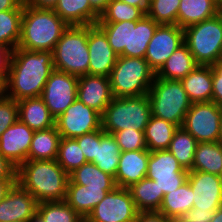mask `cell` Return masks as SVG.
<instances>
[{"instance_id": "6da1fadb", "label": "cell", "mask_w": 222, "mask_h": 222, "mask_svg": "<svg viewBox=\"0 0 222 222\" xmlns=\"http://www.w3.org/2000/svg\"><path fill=\"white\" fill-rule=\"evenodd\" d=\"M53 70V52L14 49L6 78V96L15 101L41 96Z\"/></svg>"}, {"instance_id": "7a4b0ae2", "label": "cell", "mask_w": 222, "mask_h": 222, "mask_svg": "<svg viewBox=\"0 0 222 222\" xmlns=\"http://www.w3.org/2000/svg\"><path fill=\"white\" fill-rule=\"evenodd\" d=\"M69 174L55 160H27L16 172V182L38 203L65 201Z\"/></svg>"}, {"instance_id": "3957f363", "label": "cell", "mask_w": 222, "mask_h": 222, "mask_svg": "<svg viewBox=\"0 0 222 222\" xmlns=\"http://www.w3.org/2000/svg\"><path fill=\"white\" fill-rule=\"evenodd\" d=\"M68 27L53 9L35 8L24 4L17 48L53 52Z\"/></svg>"}, {"instance_id": "277c9868", "label": "cell", "mask_w": 222, "mask_h": 222, "mask_svg": "<svg viewBox=\"0 0 222 222\" xmlns=\"http://www.w3.org/2000/svg\"><path fill=\"white\" fill-rule=\"evenodd\" d=\"M156 77L144 58L118 56L109 80L114 97H136L148 94Z\"/></svg>"}, {"instance_id": "5b68a950", "label": "cell", "mask_w": 222, "mask_h": 222, "mask_svg": "<svg viewBox=\"0 0 222 222\" xmlns=\"http://www.w3.org/2000/svg\"><path fill=\"white\" fill-rule=\"evenodd\" d=\"M148 95L114 97L101 115L102 129L112 134L125 129L144 131L151 117Z\"/></svg>"}, {"instance_id": "8992f818", "label": "cell", "mask_w": 222, "mask_h": 222, "mask_svg": "<svg viewBox=\"0 0 222 222\" xmlns=\"http://www.w3.org/2000/svg\"><path fill=\"white\" fill-rule=\"evenodd\" d=\"M147 95L153 116L182 127L192 102L181 81L155 77Z\"/></svg>"}, {"instance_id": "52a82bcc", "label": "cell", "mask_w": 222, "mask_h": 222, "mask_svg": "<svg viewBox=\"0 0 222 222\" xmlns=\"http://www.w3.org/2000/svg\"><path fill=\"white\" fill-rule=\"evenodd\" d=\"M88 25L69 26L53 50L54 69L77 77L89 74Z\"/></svg>"}, {"instance_id": "ba28073f", "label": "cell", "mask_w": 222, "mask_h": 222, "mask_svg": "<svg viewBox=\"0 0 222 222\" xmlns=\"http://www.w3.org/2000/svg\"><path fill=\"white\" fill-rule=\"evenodd\" d=\"M184 42L198 65L218 64L222 51V14L186 27Z\"/></svg>"}, {"instance_id": "9c48e42d", "label": "cell", "mask_w": 222, "mask_h": 222, "mask_svg": "<svg viewBox=\"0 0 222 222\" xmlns=\"http://www.w3.org/2000/svg\"><path fill=\"white\" fill-rule=\"evenodd\" d=\"M221 107L215 102H195L185 115L182 127L198 143L218 142Z\"/></svg>"}, {"instance_id": "30bf717a", "label": "cell", "mask_w": 222, "mask_h": 222, "mask_svg": "<svg viewBox=\"0 0 222 222\" xmlns=\"http://www.w3.org/2000/svg\"><path fill=\"white\" fill-rule=\"evenodd\" d=\"M138 212L128 188L117 186L93 208L84 222H134Z\"/></svg>"}, {"instance_id": "8fae6325", "label": "cell", "mask_w": 222, "mask_h": 222, "mask_svg": "<svg viewBox=\"0 0 222 222\" xmlns=\"http://www.w3.org/2000/svg\"><path fill=\"white\" fill-rule=\"evenodd\" d=\"M188 173L169 150L150 152L146 177L156 181L164 195L184 184Z\"/></svg>"}, {"instance_id": "7c38bea8", "label": "cell", "mask_w": 222, "mask_h": 222, "mask_svg": "<svg viewBox=\"0 0 222 222\" xmlns=\"http://www.w3.org/2000/svg\"><path fill=\"white\" fill-rule=\"evenodd\" d=\"M78 78L56 69L50 74L40 97L55 119L77 99Z\"/></svg>"}, {"instance_id": "4fadbf2b", "label": "cell", "mask_w": 222, "mask_h": 222, "mask_svg": "<svg viewBox=\"0 0 222 222\" xmlns=\"http://www.w3.org/2000/svg\"><path fill=\"white\" fill-rule=\"evenodd\" d=\"M55 125L61 138H76L102 128L101 114L76 99L59 117Z\"/></svg>"}, {"instance_id": "5bb4252c", "label": "cell", "mask_w": 222, "mask_h": 222, "mask_svg": "<svg viewBox=\"0 0 222 222\" xmlns=\"http://www.w3.org/2000/svg\"><path fill=\"white\" fill-rule=\"evenodd\" d=\"M183 43L184 29L178 25L160 24L149 41L144 59L156 73Z\"/></svg>"}, {"instance_id": "9a60e30c", "label": "cell", "mask_w": 222, "mask_h": 222, "mask_svg": "<svg viewBox=\"0 0 222 222\" xmlns=\"http://www.w3.org/2000/svg\"><path fill=\"white\" fill-rule=\"evenodd\" d=\"M187 180L193 190V208L208 210L222 206V176L192 170Z\"/></svg>"}, {"instance_id": "2e32d148", "label": "cell", "mask_w": 222, "mask_h": 222, "mask_svg": "<svg viewBox=\"0 0 222 222\" xmlns=\"http://www.w3.org/2000/svg\"><path fill=\"white\" fill-rule=\"evenodd\" d=\"M34 130L19 119L0 136V154L18 168L28 160Z\"/></svg>"}, {"instance_id": "e0dca14e", "label": "cell", "mask_w": 222, "mask_h": 222, "mask_svg": "<svg viewBox=\"0 0 222 222\" xmlns=\"http://www.w3.org/2000/svg\"><path fill=\"white\" fill-rule=\"evenodd\" d=\"M89 74L110 76L118 55L111 48L105 33L96 25H88Z\"/></svg>"}, {"instance_id": "ac0fdd59", "label": "cell", "mask_w": 222, "mask_h": 222, "mask_svg": "<svg viewBox=\"0 0 222 222\" xmlns=\"http://www.w3.org/2000/svg\"><path fill=\"white\" fill-rule=\"evenodd\" d=\"M38 202L17 182L0 201V222L30 220L37 213Z\"/></svg>"}, {"instance_id": "d6986e66", "label": "cell", "mask_w": 222, "mask_h": 222, "mask_svg": "<svg viewBox=\"0 0 222 222\" xmlns=\"http://www.w3.org/2000/svg\"><path fill=\"white\" fill-rule=\"evenodd\" d=\"M113 98L109 77L87 74L78 78L77 99L101 115Z\"/></svg>"}, {"instance_id": "ffe728a7", "label": "cell", "mask_w": 222, "mask_h": 222, "mask_svg": "<svg viewBox=\"0 0 222 222\" xmlns=\"http://www.w3.org/2000/svg\"><path fill=\"white\" fill-rule=\"evenodd\" d=\"M149 156L148 149L121 152L118 170L114 178L116 185L129 188L145 178Z\"/></svg>"}, {"instance_id": "44dd1931", "label": "cell", "mask_w": 222, "mask_h": 222, "mask_svg": "<svg viewBox=\"0 0 222 222\" xmlns=\"http://www.w3.org/2000/svg\"><path fill=\"white\" fill-rule=\"evenodd\" d=\"M17 103L18 119L30 129L45 130L55 126V118L40 96L21 99Z\"/></svg>"}, {"instance_id": "7402d4cb", "label": "cell", "mask_w": 222, "mask_h": 222, "mask_svg": "<svg viewBox=\"0 0 222 222\" xmlns=\"http://www.w3.org/2000/svg\"><path fill=\"white\" fill-rule=\"evenodd\" d=\"M53 10L69 26L94 25L100 18L89 0H58Z\"/></svg>"}, {"instance_id": "603a6c76", "label": "cell", "mask_w": 222, "mask_h": 222, "mask_svg": "<svg viewBox=\"0 0 222 222\" xmlns=\"http://www.w3.org/2000/svg\"><path fill=\"white\" fill-rule=\"evenodd\" d=\"M107 193L103 188H87L84 185L74 184L69 179L65 201L85 219L93 208L104 199Z\"/></svg>"}, {"instance_id": "cb8c5ba5", "label": "cell", "mask_w": 222, "mask_h": 222, "mask_svg": "<svg viewBox=\"0 0 222 222\" xmlns=\"http://www.w3.org/2000/svg\"><path fill=\"white\" fill-rule=\"evenodd\" d=\"M220 13L218 0H180L177 25L182 29L210 19Z\"/></svg>"}, {"instance_id": "d4e9b609", "label": "cell", "mask_w": 222, "mask_h": 222, "mask_svg": "<svg viewBox=\"0 0 222 222\" xmlns=\"http://www.w3.org/2000/svg\"><path fill=\"white\" fill-rule=\"evenodd\" d=\"M159 25L147 15L139 21H129L128 48H124L123 56L144 58L149 41Z\"/></svg>"}, {"instance_id": "484cf974", "label": "cell", "mask_w": 222, "mask_h": 222, "mask_svg": "<svg viewBox=\"0 0 222 222\" xmlns=\"http://www.w3.org/2000/svg\"><path fill=\"white\" fill-rule=\"evenodd\" d=\"M181 82L192 103L212 101V66L198 65Z\"/></svg>"}, {"instance_id": "4316f807", "label": "cell", "mask_w": 222, "mask_h": 222, "mask_svg": "<svg viewBox=\"0 0 222 222\" xmlns=\"http://www.w3.org/2000/svg\"><path fill=\"white\" fill-rule=\"evenodd\" d=\"M197 66L198 64L196 63L194 56L191 54L187 44L184 42L156 72V77L181 81Z\"/></svg>"}, {"instance_id": "83f0119b", "label": "cell", "mask_w": 222, "mask_h": 222, "mask_svg": "<svg viewBox=\"0 0 222 222\" xmlns=\"http://www.w3.org/2000/svg\"><path fill=\"white\" fill-rule=\"evenodd\" d=\"M139 212L159 211L164 194L157 182L147 177L128 188Z\"/></svg>"}, {"instance_id": "f1b7e54d", "label": "cell", "mask_w": 222, "mask_h": 222, "mask_svg": "<svg viewBox=\"0 0 222 222\" xmlns=\"http://www.w3.org/2000/svg\"><path fill=\"white\" fill-rule=\"evenodd\" d=\"M61 136L55 126L34 131L28 160H55Z\"/></svg>"}, {"instance_id": "f546056e", "label": "cell", "mask_w": 222, "mask_h": 222, "mask_svg": "<svg viewBox=\"0 0 222 222\" xmlns=\"http://www.w3.org/2000/svg\"><path fill=\"white\" fill-rule=\"evenodd\" d=\"M121 150L112 134L100 129V143L97 144L94 163L101 171L115 178L120 161Z\"/></svg>"}, {"instance_id": "4dcf8cb0", "label": "cell", "mask_w": 222, "mask_h": 222, "mask_svg": "<svg viewBox=\"0 0 222 222\" xmlns=\"http://www.w3.org/2000/svg\"><path fill=\"white\" fill-rule=\"evenodd\" d=\"M178 126L151 115L144 129L146 147L150 152L168 150Z\"/></svg>"}, {"instance_id": "1f68e13d", "label": "cell", "mask_w": 222, "mask_h": 222, "mask_svg": "<svg viewBox=\"0 0 222 222\" xmlns=\"http://www.w3.org/2000/svg\"><path fill=\"white\" fill-rule=\"evenodd\" d=\"M74 184L84 185L87 188H103L107 192L117 187L114 177L101 171L94 163L87 162L69 174Z\"/></svg>"}, {"instance_id": "d6a6232c", "label": "cell", "mask_w": 222, "mask_h": 222, "mask_svg": "<svg viewBox=\"0 0 222 222\" xmlns=\"http://www.w3.org/2000/svg\"><path fill=\"white\" fill-rule=\"evenodd\" d=\"M192 170L222 176V147L219 142L198 143Z\"/></svg>"}, {"instance_id": "836d02e7", "label": "cell", "mask_w": 222, "mask_h": 222, "mask_svg": "<svg viewBox=\"0 0 222 222\" xmlns=\"http://www.w3.org/2000/svg\"><path fill=\"white\" fill-rule=\"evenodd\" d=\"M193 205V190L187 180L178 189L164 195L158 212L174 220L178 215L191 210Z\"/></svg>"}, {"instance_id": "e575fe53", "label": "cell", "mask_w": 222, "mask_h": 222, "mask_svg": "<svg viewBox=\"0 0 222 222\" xmlns=\"http://www.w3.org/2000/svg\"><path fill=\"white\" fill-rule=\"evenodd\" d=\"M198 142L183 127H178L170 142L168 150L177 159L184 170L192 171L194 155Z\"/></svg>"}, {"instance_id": "d590c367", "label": "cell", "mask_w": 222, "mask_h": 222, "mask_svg": "<svg viewBox=\"0 0 222 222\" xmlns=\"http://www.w3.org/2000/svg\"><path fill=\"white\" fill-rule=\"evenodd\" d=\"M23 9L0 11V43L12 51L18 47Z\"/></svg>"}, {"instance_id": "8d00e7d4", "label": "cell", "mask_w": 222, "mask_h": 222, "mask_svg": "<svg viewBox=\"0 0 222 222\" xmlns=\"http://www.w3.org/2000/svg\"><path fill=\"white\" fill-rule=\"evenodd\" d=\"M37 214L44 222H84L66 201L38 203Z\"/></svg>"}, {"instance_id": "74e56055", "label": "cell", "mask_w": 222, "mask_h": 222, "mask_svg": "<svg viewBox=\"0 0 222 222\" xmlns=\"http://www.w3.org/2000/svg\"><path fill=\"white\" fill-rule=\"evenodd\" d=\"M146 13L134 6L119 1L111 0L108 3L107 8L100 14V18L97 23H117L123 21H139Z\"/></svg>"}, {"instance_id": "f35d334b", "label": "cell", "mask_w": 222, "mask_h": 222, "mask_svg": "<svg viewBox=\"0 0 222 222\" xmlns=\"http://www.w3.org/2000/svg\"><path fill=\"white\" fill-rule=\"evenodd\" d=\"M56 161L68 174L87 163L82 149L74 138H61Z\"/></svg>"}, {"instance_id": "ab89813d", "label": "cell", "mask_w": 222, "mask_h": 222, "mask_svg": "<svg viewBox=\"0 0 222 222\" xmlns=\"http://www.w3.org/2000/svg\"><path fill=\"white\" fill-rule=\"evenodd\" d=\"M180 0H149L146 15L156 23L177 25Z\"/></svg>"}, {"instance_id": "60d3db41", "label": "cell", "mask_w": 222, "mask_h": 222, "mask_svg": "<svg viewBox=\"0 0 222 222\" xmlns=\"http://www.w3.org/2000/svg\"><path fill=\"white\" fill-rule=\"evenodd\" d=\"M96 25L105 33L113 51L118 56H123L124 48H128L129 21Z\"/></svg>"}, {"instance_id": "b9f144b4", "label": "cell", "mask_w": 222, "mask_h": 222, "mask_svg": "<svg viewBox=\"0 0 222 222\" xmlns=\"http://www.w3.org/2000/svg\"><path fill=\"white\" fill-rule=\"evenodd\" d=\"M121 152L147 149L144 131L125 129L112 133Z\"/></svg>"}, {"instance_id": "7bdbcfd3", "label": "cell", "mask_w": 222, "mask_h": 222, "mask_svg": "<svg viewBox=\"0 0 222 222\" xmlns=\"http://www.w3.org/2000/svg\"><path fill=\"white\" fill-rule=\"evenodd\" d=\"M18 120V103L11 97L0 98V136Z\"/></svg>"}, {"instance_id": "ee69618b", "label": "cell", "mask_w": 222, "mask_h": 222, "mask_svg": "<svg viewBox=\"0 0 222 222\" xmlns=\"http://www.w3.org/2000/svg\"><path fill=\"white\" fill-rule=\"evenodd\" d=\"M86 158L87 162H92L96 156L97 144L100 143V129L86 133L82 136L74 138Z\"/></svg>"}, {"instance_id": "f6af8a7d", "label": "cell", "mask_w": 222, "mask_h": 222, "mask_svg": "<svg viewBox=\"0 0 222 222\" xmlns=\"http://www.w3.org/2000/svg\"><path fill=\"white\" fill-rule=\"evenodd\" d=\"M217 209L200 210L192 208L189 211L178 215L174 222H211Z\"/></svg>"}, {"instance_id": "bcb514c9", "label": "cell", "mask_w": 222, "mask_h": 222, "mask_svg": "<svg viewBox=\"0 0 222 222\" xmlns=\"http://www.w3.org/2000/svg\"><path fill=\"white\" fill-rule=\"evenodd\" d=\"M212 101L222 108V65L212 66Z\"/></svg>"}, {"instance_id": "7dc6e473", "label": "cell", "mask_w": 222, "mask_h": 222, "mask_svg": "<svg viewBox=\"0 0 222 222\" xmlns=\"http://www.w3.org/2000/svg\"><path fill=\"white\" fill-rule=\"evenodd\" d=\"M134 222H174V220L164 216L158 211H148L138 212Z\"/></svg>"}, {"instance_id": "c3c4849f", "label": "cell", "mask_w": 222, "mask_h": 222, "mask_svg": "<svg viewBox=\"0 0 222 222\" xmlns=\"http://www.w3.org/2000/svg\"><path fill=\"white\" fill-rule=\"evenodd\" d=\"M17 168L0 154V180H16Z\"/></svg>"}, {"instance_id": "681fc988", "label": "cell", "mask_w": 222, "mask_h": 222, "mask_svg": "<svg viewBox=\"0 0 222 222\" xmlns=\"http://www.w3.org/2000/svg\"><path fill=\"white\" fill-rule=\"evenodd\" d=\"M12 50L0 43V75H7L10 67Z\"/></svg>"}, {"instance_id": "f907efd6", "label": "cell", "mask_w": 222, "mask_h": 222, "mask_svg": "<svg viewBox=\"0 0 222 222\" xmlns=\"http://www.w3.org/2000/svg\"><path fill=\"white\" fill-rule=\"evenodd\" d=\"M58 0H24V4L35 8L53 9Z\"/></svg>"}, {"instance_id": "816d5d0a", "label": "cell", "mask_w": 222, "mask_h": 222, "mask_svg": "<svg viewBox=\"0 0 222 222\" xmlns=\"http://www.w3.org/2000/svg\"><path fill=\"white\" fill-rule=\"evenodd\" d=\"M24 9V0H0V11Z\"/></svg>"}, {"instance_id": "f5cc1de1", "label": "cell", "mask_w": 222, "mask_h": 222, "mask_svg": "<svg viewBox=\"0 0 222 222\" xmlns=\"http://www.w3.org/2000/svg\"><path fill=\"white\" fill-rule=\"evenodd\" d=\"M16 183V180H0V201L5 198L8 191Z\"/></svg>"}, {"instance_id": "db71d44e", "label": "cell", "mask_w": 222, "mask_h": 222, "mask_svg": "<svg viewBox=\"0 0 222 222\" xmlns=\"http://www.w3.org/2000/svg\"><path fill=\"white\" fill-rule=\"evenodd\" d=\"M129 4L130 6L138 7L147 13L149 8V0H119Z\"/></svg>"}, {"instance_id": "11a10c76", "label": "cell", "mask_w": 222, "mask_h": 222, "mask_svg": "<svg viewBox=\"0 0 222 222\" xmlns=\"http://www.w3.org/2000/svg\"><path fill=\"white\" fill-rule=\"evenodd\" d=\"M111 0H89L90 5L101 14L108 6Z\"/></svg>"}, {"instance_id": "9f6ffc18", "label": "cell", "mask_w": 222, "mask_h": 222, "mask_svg": "<svg viewBox=\"0 0 222 222\" xmlns=\"http://www.w3.org/2000/svg\"><path fill=\"white\" fill-rule=\"evenodd\" d=\"M6 78L7 75H0V98L6 96Z\"/></svg>"}, {"instance_id": "6f0895ef", "label": "cell", "mask_w": 222, "mask_h": 222, "mask_svg": "<svg viewBox=\"0 0 222 222\" xmlns=\"http://www.w3.org/2000/svg\"><path fill=\"white\" fill-rule=\"evenodd\" d=\"M211 222H222V206L215 211Z\"/></svg>"}, {"instance_id": "680465c9", "label": "cell", "mask_w": 222, "mask_h": 222, "mask_svg": "<svg viewBox=\"0 0 222 222\" xmlns=\"http://www.w3.org/2000/svg\"><path fill=\"white\" fill-rule=\"evenodd\" d=\"M218 142L222 143V108H221V115H220V132H219Z\"/></svg>"}, {"instance_id": "91938a15", "label": "cell", "mask_w": 222, "mask_h": 222, "mask_svg": "<svg viewBox=\"0 0 222 222\" xmlns=\"http://www.w3.org/2000/svg\"><path fill=\"white\" fill-rule=\"evenodd\" d=\"M30 222H44L42 218L36 213L31 219Z\"/></svg>"}, {"instance_id": "94428289", "label": "cell", "mask_w": 222, "mask_h": 222, "mask_svg": "<svg viewBox=\"0 0 222 222\" xmlns=\"http://www.w3.org/2000/svg\"><path fill=\"white\" fill-rule=\"evenodd\" d=\"M218 63H219L220 65H222V51H221V55H220V58H219Z\"/></svg>"}, {"instance_id": "6125c7cd", "label": "cell", "mask_w": 222, "mask_h": 222, "mask_svg": "<svg viewBox=\"0 0 222 222\" xmlns=\"http://www.w3.org/2000/svg\"><path fill=\"white\" fill-rule=\"evenodd\" d=\"M16 222H30V220H22V221H16Z\"/></svg>"}, {"instance_id": "be15d7a7", "label": "cell", "mask_w": 222, "mask_h": 222, "mask_svg": "<svg viewBox=\"0 0 222 222\" xmlns=\"http://www.w3.org/2000/svg\"><path fill=\"white\" fill-rule=\"evenodd\" d=\"M220 13L222 14V3H220Z\"/></svg>"}]
</instances>
